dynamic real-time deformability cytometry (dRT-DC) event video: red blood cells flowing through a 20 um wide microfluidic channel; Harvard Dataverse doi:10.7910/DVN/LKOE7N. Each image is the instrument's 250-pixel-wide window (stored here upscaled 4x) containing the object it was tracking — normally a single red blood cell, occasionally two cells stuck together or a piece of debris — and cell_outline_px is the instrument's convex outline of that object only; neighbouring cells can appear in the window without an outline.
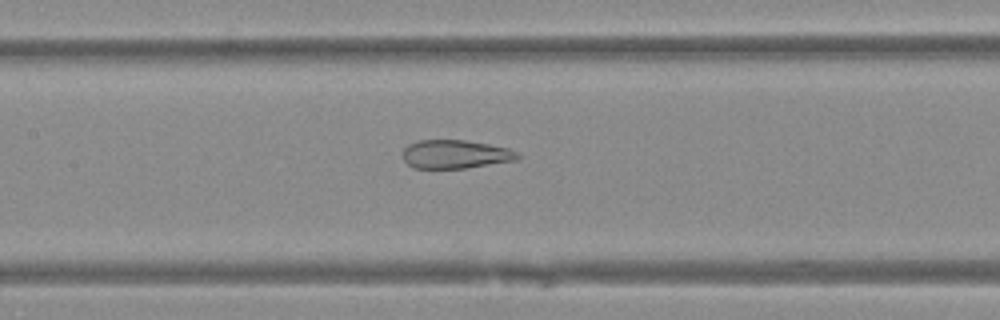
{"species": "Egyptian fruit bat (a non-hibernating species)", "species_latin": "Rousettus aegyptiacus", "temperature_condition": "warm", "stored_images_in_passage": 37, "camera_frame_rate_fps": 3000, "um_per_image_px": 0.085, "animal": {"sex": "female"}, "frame": {"image": 1, "passage_image": 14, "time_ms": 4.333, "image_size_px": [1000, 320], "cell_outline_px": [[520, 156], [516, 160], [464, 168], [416, 168], [408, 164], [404, 160], [404, 148], [408, 144], [416, 140], [464, 140], [488, 144], [508, 148], [516, 152]], "centroid_in_image_um": [38.68, 13.1], "position_along_channel_um": 168.7, "area_um2": 18.9}}
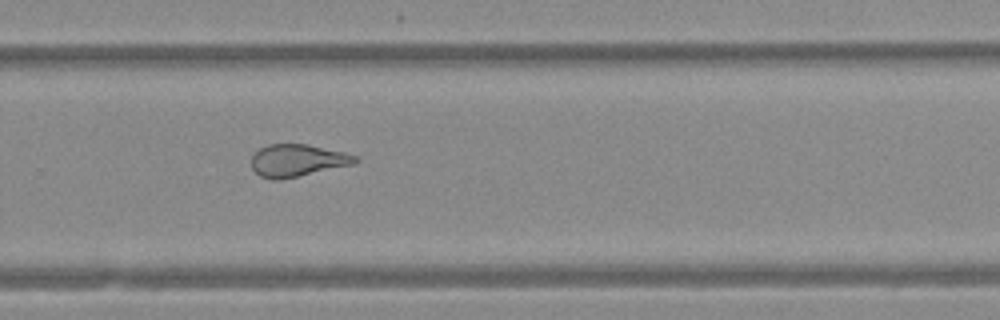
{"frame": {"image": 2, "passage_image": 24, "time_ms": 7.667, "image_size_px": [1000, 320], "cell_outline_px": [[360, 160], [352, 164], [296, 176], [276, 180], [272, 180], [260, 176], [252, 168], [252, 156], [260, 148], [268, 144], [308, 144], [344, 152], [356, 156]], "centroid_in_image_um": [25.26, 13.62], "position_along_channel_um": 304.5, "area_um2": 19.19}}
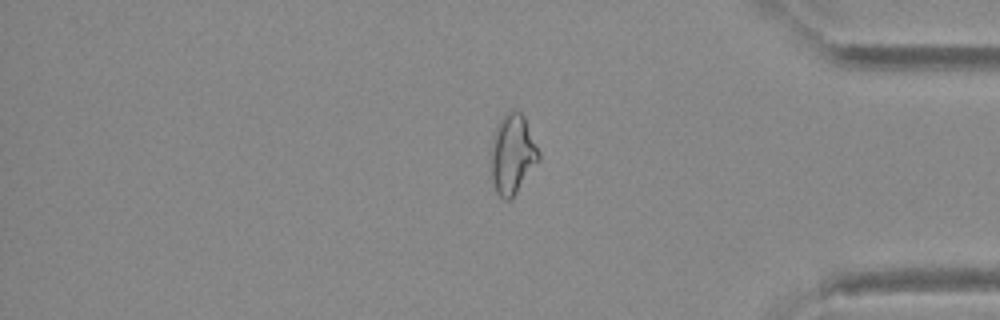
{"frame": {"image": 3, "passage_image": 32, "time_ms": 10.333, "image_size_px": [1000, 320], "cell_outline_px": [[540, 160], [516, 192], [508, 200], [504, 200], [496, 192], [492, 176], [492, 136], [500, 120], [508, 112], [520, 112], [524, 116], [540, 152]], "centroid_in_image_um": [43.58, 13.11], "position_along_channel_um": 391.6, "area_um2": 21.68}}